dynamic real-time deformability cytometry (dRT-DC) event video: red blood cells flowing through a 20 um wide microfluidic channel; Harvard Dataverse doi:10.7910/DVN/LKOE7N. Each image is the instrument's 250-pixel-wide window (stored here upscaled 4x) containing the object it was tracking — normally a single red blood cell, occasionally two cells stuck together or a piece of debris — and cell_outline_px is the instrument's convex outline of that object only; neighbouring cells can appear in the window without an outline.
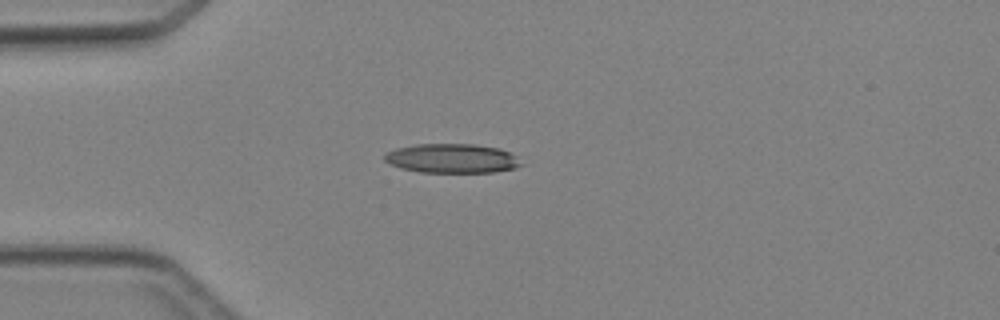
{"species": "Egyptian fruit bat (a non-hibernating species)", "species_latin": "Rousettus aegyptiacus", "temperature_condition": "cold", "stored_images_in_passage": 4, "camera_frame_rate_fps": 3000, "um_per_image_px": 0.085, "animal": {"sex": "female"}, "frame": {"image": 1, "passage_image": 4, "time_ms": 4.333, "image_size_px": [1000, 320], "cell_outline_px": [[524, 164], [516, 168], [492, 172], [420, 172], [400, 168], [384, 160], [384, 152], [396, 148], [416, 144], [476, 144], [500, 148], [512, 152]], "centroid_in_image_um": [38.44, 13.45], "position_along_channel_um": 46.6, "area_um2": 23.52}}